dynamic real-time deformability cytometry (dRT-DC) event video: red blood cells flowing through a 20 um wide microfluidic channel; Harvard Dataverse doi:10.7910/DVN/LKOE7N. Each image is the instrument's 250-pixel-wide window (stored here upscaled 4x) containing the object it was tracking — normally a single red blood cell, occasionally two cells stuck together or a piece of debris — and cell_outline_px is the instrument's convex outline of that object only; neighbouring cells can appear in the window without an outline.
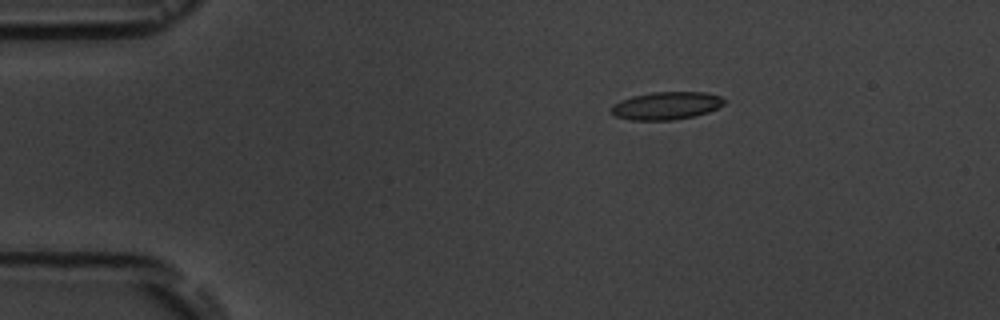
{"species": "common noctule bat (a hibernating species)", "species_latin": "Nyctalus noctula", "temperature_condition": "room temperature", "stored_images_in_passage": 5, "camera_frame_rate_fps": 3000, "um_per_image_px": 0.085, "animal": {"sex": "male", "body_mass_g": 19.5, "forearm_length_mm": 54.6}, "frame": {"image": 1, "passage_image": 5, "time_ms": 5.0, "image_size_px": [1000, 320], "cell_outline_px": [[724, 104], [708, 112], [692, 116], [672, 120], [632, 120], [616, 116], [608, 112], [612, 104], [620, 100], [632, 96], [652, 92], [704, 92], [720, 96], [724, 100]], "centroid_in_image_um": [56.57, 8.98], "position_along_channel_um": 28.4, "area_um2": 18.26}}